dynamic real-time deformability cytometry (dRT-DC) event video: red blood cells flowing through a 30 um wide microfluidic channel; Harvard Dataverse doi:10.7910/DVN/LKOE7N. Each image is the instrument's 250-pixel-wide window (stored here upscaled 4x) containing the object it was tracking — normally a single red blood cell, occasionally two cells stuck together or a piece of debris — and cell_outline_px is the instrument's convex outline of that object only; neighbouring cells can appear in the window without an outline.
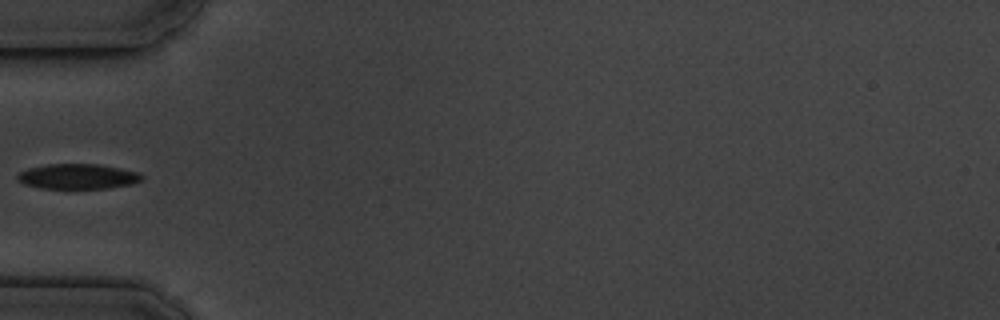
{"species": "common noctule bat (a hibernating species)", "species_latin": "Nyctalus noctula", "temperature_condition": "cold", "stored_images_in_passage": 6, "camera_frame_rate_fps": 3000, "um_per_image_px": 0.085, "animal": {"sex": "male", "body_mass_g": 19.5, "forearm_length_mm": 54.6}, "frame": {"image": 1, "passage_image": 5, "time_ms": 4.667, "image_size_px": [1000, 320], "cell_outline_px": [[144, 180], [132, 184], [108, 188], [40, 188], [24, 184], [16, 180], [16, 176], [20, 172], [28, 168], [48, 164], [100, 164], [120, 168], [136, 172], [144, 176]], "centroid_in_image_um": [6.61, 15.0], "position_along_channel_um": 78.4, "area_um2": 18.26}}